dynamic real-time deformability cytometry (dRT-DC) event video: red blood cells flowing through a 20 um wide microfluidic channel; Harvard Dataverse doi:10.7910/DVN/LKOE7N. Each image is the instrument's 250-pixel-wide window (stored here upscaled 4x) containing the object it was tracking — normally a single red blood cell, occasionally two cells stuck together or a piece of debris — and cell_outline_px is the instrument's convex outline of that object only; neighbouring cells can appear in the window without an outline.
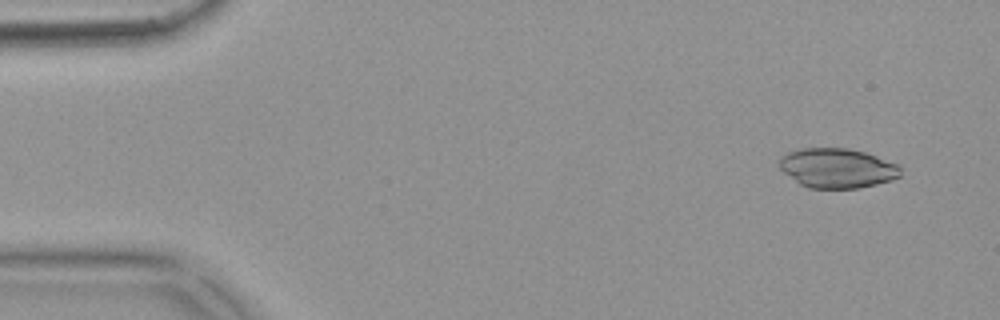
{"species": "common noctule bat (a hibernating species)", "species_latin": "Nyctalus noctula", "temperature_condition": "warm", "stored_images_in_passage": 52, "camera_frame_rate_fps": 3000, "um_per_image_px": 0.085, "animal": {"sex": "female", "body_mass_g": 18.4}, "frame": {"image": 1, "passage_image": 2, "time_ms": 0.333, "image_size_px": [1000, 320], "cell_outline_px": [[900, 176], [892, 180], [860, 188], [808, 188], [800, 184], [784, 172], [780, 168], [780, 156], [788, 152], [804, 148], [848, 148], [864, 152], [900, 164]], "centroid_in_image_um": [71.18, 14.29], "position_along_channel_um": 13.8, "area_um2": 27.98}}
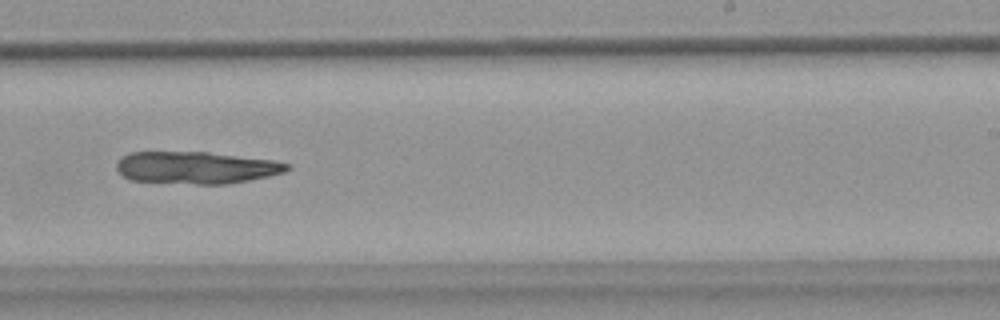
{"frame": {"image": 2, "passage_image": 32, "time_ms": 10.333, "image_size_px": [1000, 320], "cell_outline_px": [[292, 168], [284, 172], [268, 176], [228, 184], [196, 184], [128, 180], [116, 168], [116, 164], [128, 152], [208, 152], [272, 160], [288, 164]], "centroid_in_image_um": [16.67, 14.25], "position_along_channel_um": 272.3, "area_um2": 31.79}}
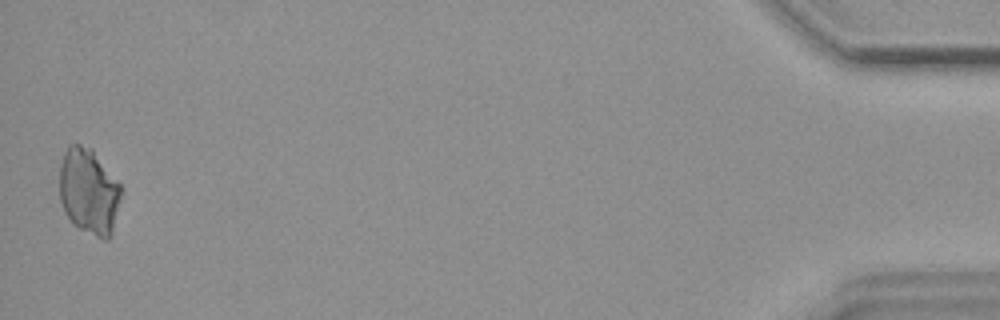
{"frame": {"image": 3, "passage_image": 52, "time_ms": 17.0, "image_size_px": [1000, 320], "cell_outline_px": [[120, 196], [112, 236], [108, 240], [104, 240], [72, 224], [64, 212], [60, 200], [60, 164], [64, 152], [72, 144], [80, 144], [92, 148], [120, 184]], "centroid_in_image_um": [7.54, 16.28], "position_along_channel_um": 427.7, "area_um2": 30.81}}